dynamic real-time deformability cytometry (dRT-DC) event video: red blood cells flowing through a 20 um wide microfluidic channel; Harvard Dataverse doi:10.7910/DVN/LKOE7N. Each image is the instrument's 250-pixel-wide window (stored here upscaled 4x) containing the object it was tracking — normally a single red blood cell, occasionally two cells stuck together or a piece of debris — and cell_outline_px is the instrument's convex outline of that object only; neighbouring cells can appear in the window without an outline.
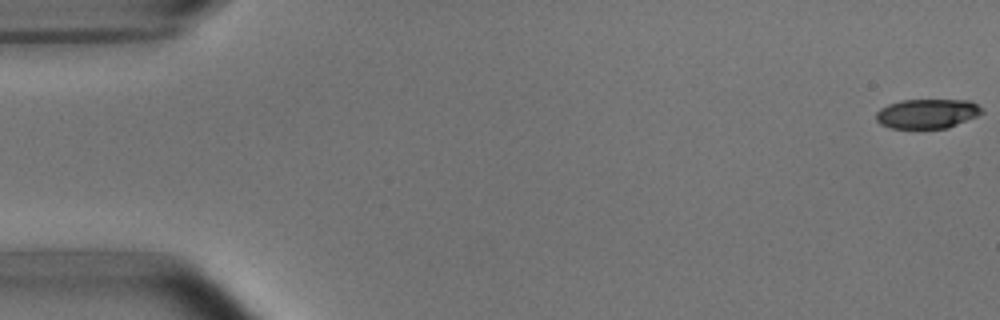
{"species": "common noctule bat (a hibernating species)", "species_latin": "Nyctalus noctula", "temperature_condition": "room temperature", "stored_images_in_passage": 5, "camera_frame_rate_fps": 3000, "um_per_image_px": 0.085, "animal": {"sex": "male", "body_mass_g": 15.6}, "frame": {"image": 1, "passage_image": 1, "time_ms": 0.0, "image_size_px": [1000, 320], "cell_outline_px": [[984, 112], [976, 116], [948, 128], [888, 128], [880, 124], [876, 120], [876, 112], [880, 108], [888, 104], [900, 100], [968, 100], [984, 108]], "centroid_in_image_um": [78.79, 9.66], "position_along_channel_um": 6.2, "area_um2": 18.26}}
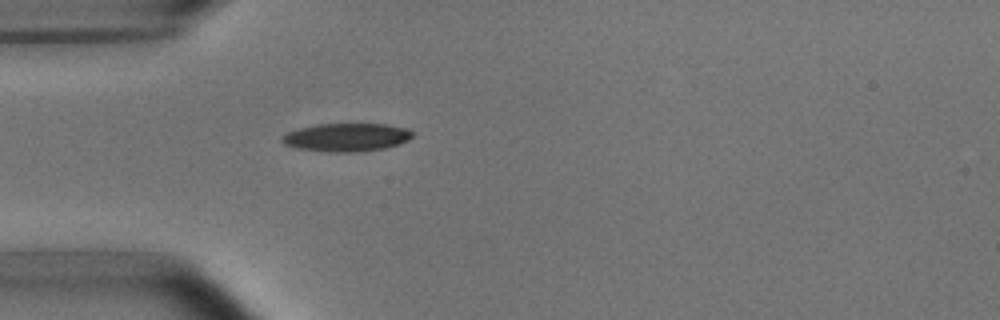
{"frame": {"image": 2, "passage_image": 5, "time_ms": 5.0, "image_size_px": [1000, 320], "cell_outline_px": [[416, 136], [400, 144], [384, 148], [356, 152], [332, 152], [296, 148], [284, 144], [280, 140], [280, 136], [288, 132], [300, 128], [316, 124], [388, 124], [408, 128]], "centroid_in_image_um": [29.48, 11.67], "position_along_channel_um": 55.5, "area_um2": 21.62}}